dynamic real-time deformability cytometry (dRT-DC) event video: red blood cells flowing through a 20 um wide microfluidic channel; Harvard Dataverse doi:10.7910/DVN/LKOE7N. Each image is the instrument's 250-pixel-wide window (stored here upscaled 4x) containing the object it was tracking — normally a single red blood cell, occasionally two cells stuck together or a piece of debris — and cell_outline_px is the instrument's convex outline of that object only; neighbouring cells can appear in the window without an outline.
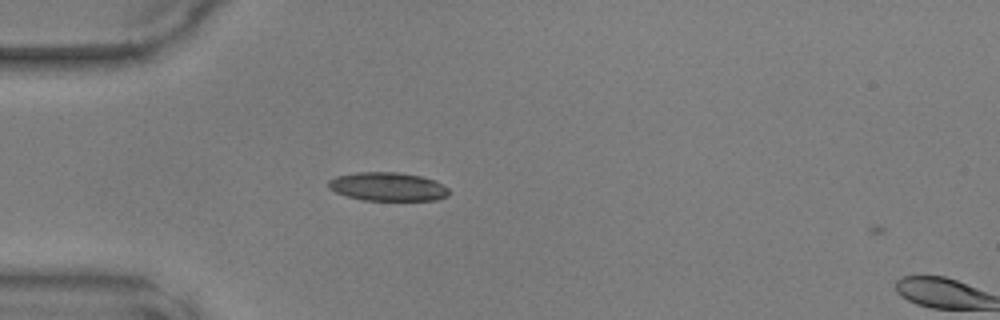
{"species": "common noctule bat (a hibernating species)", "species_latin": "Nyctalus noctula", "temperature_condition": "warm", "stored_images_in_passage": 2, "camera_frame_rate_fps": 3000, "um_per_image_px": 0.085, "animal": {"sex": "male", "body_mass_g": 17.9, "forearm_length_mm": 54.2}, "frame": {"image": 1, "passage_image": 1, "time_ms": 0.0, "image_size_px": [1000, 320], "cell_outline_px": [[448, 196], [436, 200], [360, 200], [336, 192], [328, 188], [328, 180], [336, 176], [356, 172], [396, 172], [420, 176], [436, 180], [448, 188]], "centroid_in_image_um": [32.95, 15.86], "position_along_channel_um": 52.1, "area_um2": 20.11}}